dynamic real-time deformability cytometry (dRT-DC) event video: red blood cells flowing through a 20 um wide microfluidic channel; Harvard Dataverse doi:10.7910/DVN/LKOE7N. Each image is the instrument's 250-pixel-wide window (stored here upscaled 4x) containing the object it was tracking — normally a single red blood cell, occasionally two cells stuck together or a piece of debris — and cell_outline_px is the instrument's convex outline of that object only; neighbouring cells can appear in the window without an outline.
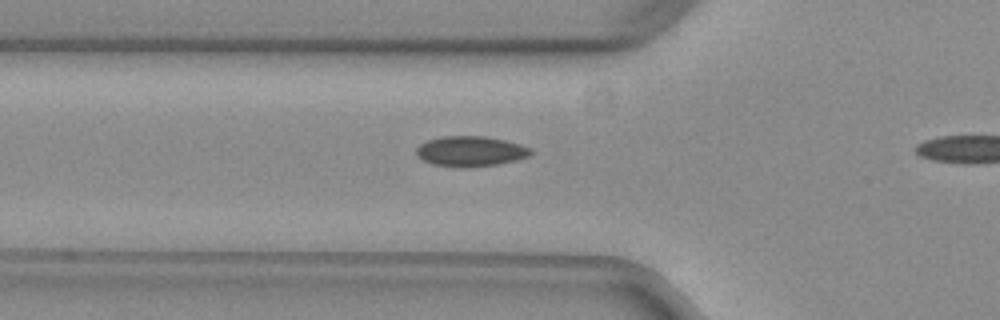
{"species": "common noctule bat (a hibernating species)", "species_latin": "Nyctalus noctula", "temperature_condition": "warm", "stored_images_in_passage": 16, "camera_frame_rate_fps": 3000, "um_per_image_px": 0.085, "animal": {"sex": "female", "body_mass_g": 29.2, "forearm_length_mm": 56.3}, "frame": {"image": 1, "passage_image": 14, "time_ms": 4.333, "image_size_px": [1000, 320], "cell_outline_px": [[532, 152], [528, 156], [516, 160], [496, 164], [468, 168], [452, 168], [432, 164], [416, 156], [416, 148], [420, 144], [428, 140], [444, 136], [484, 136], [504, 140], [520, 144], [532, 148]], "centroid_in_image_um": [39.97, 12.87], "position_along_channel_um": 85.8, "area_um2": 20.35}}